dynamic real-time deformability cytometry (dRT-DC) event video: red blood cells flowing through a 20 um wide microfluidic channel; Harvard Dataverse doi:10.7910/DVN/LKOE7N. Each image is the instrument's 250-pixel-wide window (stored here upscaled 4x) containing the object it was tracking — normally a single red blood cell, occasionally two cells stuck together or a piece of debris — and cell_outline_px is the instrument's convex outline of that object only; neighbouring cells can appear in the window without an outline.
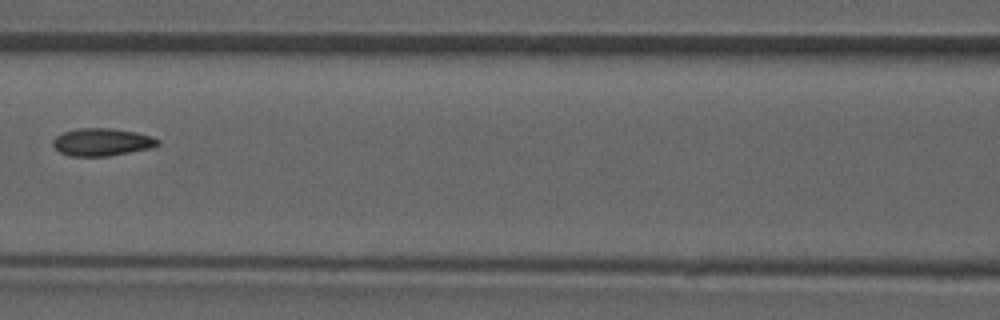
{"species": "common noctule bat (a hibernating species)", "species_latin": "Nyctalus noctula", "temperature_condition": "room temperature", "stored_images_in_passage": 7, "camera_frame_rate_fps": 3000, "um_per_image_px": 0.085, "animal": {"sex": "male", "forearm_length_mm": 52.5}, "frame": {"image": 1, "passage_image": 7, "time_ms": 6.667, "image_size_px": [1000, 320], "cell_outline_px": [[160, 144], [152, 148], [108, 156], [68, 156], [60, 152], [52, 144], [52, 140], [56, 136], [64, 132], [80, 128], [112, 128], [136, 132], [152, 136], [160, 140]], "centroid_in_image_um": [8.69, 12.07], "position_along_channel_um": 157.9, "area_um2": 16.94}}